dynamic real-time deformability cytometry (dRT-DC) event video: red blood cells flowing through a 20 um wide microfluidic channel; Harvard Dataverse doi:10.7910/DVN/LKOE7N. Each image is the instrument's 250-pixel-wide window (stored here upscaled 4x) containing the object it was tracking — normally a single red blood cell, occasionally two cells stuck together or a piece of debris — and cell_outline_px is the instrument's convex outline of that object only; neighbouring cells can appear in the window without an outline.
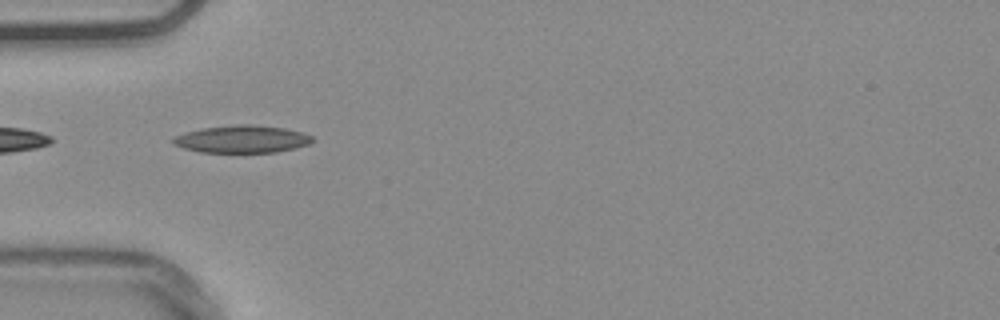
{"species": "common noctule bat (a hibernating species)", "species_latin": "Nyctalus noctula", "temperature_condition": "warm", "stored_images_in_passage": 15, "camera_frame_rate_fps": 3000, "um_per_image_px": 0.085, "animal": {"sex": "male", "body_mass_g": 20.4}, "frame": {"image": 1, "passage_image": 1, "time_ms": 0.0, "image_size_px": [1000, 320], "cell_outline_px": [[316, 140], [308, 144], [276, 152], [200, 152], [184, 148], [172, 144], [172, 140], [176, 136], [184, 132], [204, 128], [236, 124], [252, 124], [284, 128], [300, 132], [312, 136]], "centroid_in_image_um": [20.56, 11.82], "position_along_channel_um": 64.4, "area_um2": 22.14}}